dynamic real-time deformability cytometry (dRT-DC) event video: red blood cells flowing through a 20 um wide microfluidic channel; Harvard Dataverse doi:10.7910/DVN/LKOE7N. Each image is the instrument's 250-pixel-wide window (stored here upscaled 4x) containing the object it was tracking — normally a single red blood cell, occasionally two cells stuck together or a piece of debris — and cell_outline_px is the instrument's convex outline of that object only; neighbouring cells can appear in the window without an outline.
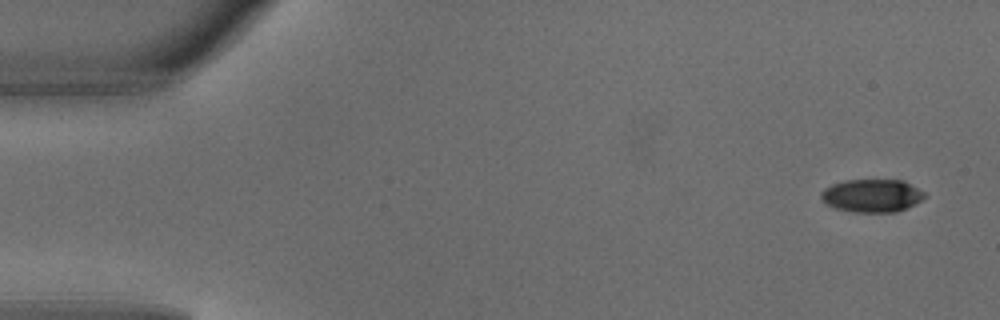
{"species": "common noctule bat (a hibernating species)", "species_latin": "Nyctalus noctula", "temperature_condition": "warm", "stored_images_in_passage": 3, "camera_frame_rate_fps": 3000, "um_per_image_px": 0.085, "animal": {"sex": "male", "body_mass_g": 18.8}, "frame": {"image": 1, "passage_image": 1, "time_ms": 0.0, "image_size_px": [1000, 320], "cell_outline_px": [[924, 196], [916, 204], [896, 212], [852, 212], [832, 208], [820, 196], [820, 192], [824, 188], [832, 184], [844, 180], [904, 180], [924, 192]], "centroid_in_image_um": [74.09, 16.63], "position_along_channel_um": 10.9, "area_um2": 19.94}}
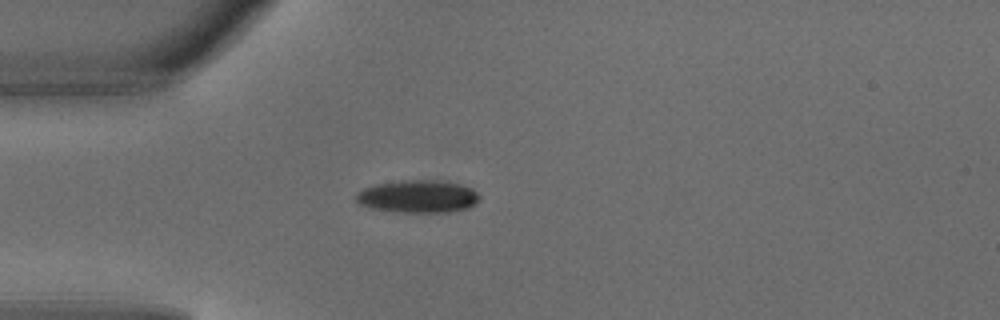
{"frame": {"image": 2, "passage_image": 3, "time_ms": 0.667, "image_size_px": [1000, 320], "cell_outline_px": [[480, 200], [468, 208], [448, 212], [404, 212], [372, 208], [360, 204], [356, 200], [356, 192], [364, 188], [376, 184], [404, 180], [448, 180], [472, 188], [480, 196]], "centroid_in_image_um": [35.56, 16.68], "position_along_channel_um": 49.4, "area_um2": 23.52}}